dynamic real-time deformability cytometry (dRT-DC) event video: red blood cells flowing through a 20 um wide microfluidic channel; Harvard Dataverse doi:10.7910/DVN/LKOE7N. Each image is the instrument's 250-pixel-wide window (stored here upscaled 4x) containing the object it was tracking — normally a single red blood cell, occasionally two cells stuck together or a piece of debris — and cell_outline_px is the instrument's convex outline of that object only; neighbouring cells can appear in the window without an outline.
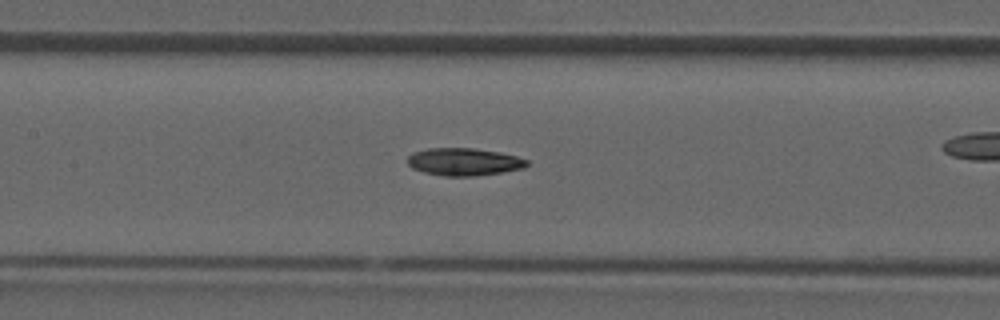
{"species": "common noctule bat (a hibernating species)", "species_latin": "Nyctalus noctula", "temperature_condition": "room temperature", "stored_images_in_passage": 21, "camera_frame_rate_fps": 3000, "um_per_image_px": 0.085, "animal": {"sex": "male", "forearm_length_mm": 52.5}, "frame": {"image": 1, "passage_image": 17, "time_ms": 5.333, "image_size_px": [1000, 320], "cell_outline_px": [[528, 164], [524, 168], [500, 172], [472, 176], [444, 176], [424, 172], [412, 168], [408, 164], [408, 156], [412, 152], [428, 148], [472, 148], [500, 152], [516, 156], [528, 160]], "centroid_in_image_um": [39.41, 13.74], "position_along_channel_um": 168.0, "area_um2": 19.07}}